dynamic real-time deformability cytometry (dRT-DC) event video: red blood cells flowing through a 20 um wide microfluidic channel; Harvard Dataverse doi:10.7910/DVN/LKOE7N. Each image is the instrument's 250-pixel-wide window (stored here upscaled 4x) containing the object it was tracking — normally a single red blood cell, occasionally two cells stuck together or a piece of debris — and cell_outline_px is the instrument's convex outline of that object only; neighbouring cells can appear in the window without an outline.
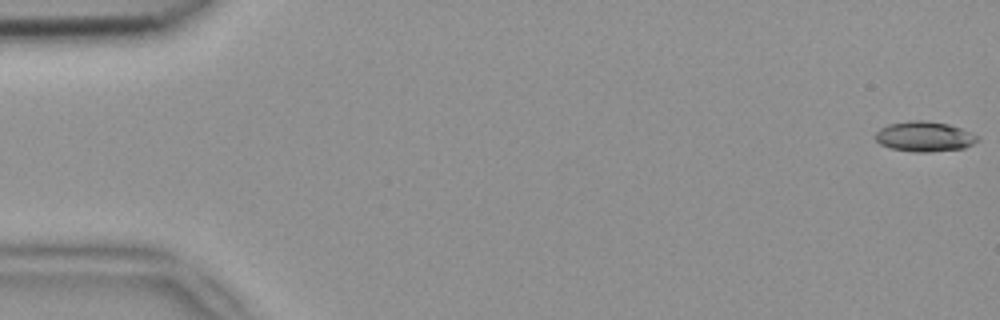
{"species": "common noctule bat (a hibernating species)", "species_latin": "Nyctalus noctula", "temperature_condition": "room temperature", "stored_images_in_passage": 52, "camera_frame_rate_fps": 3000, "um_per_image_px": 0.085, "animal": {"sex": "female", "body_mass_g": 18.4}, "frame": {"image": 1, "passage_image": 1, "time_ms": 0.0, "image_size_px": [1000, 320], "cell_outline_px": [[980, 140], [964, 148], [928, 152], [916, 152], [892, 148], [880, 144], [872, 136], [880, 128], [888, 124], [912, 120], [920, 120], [948, 124], [960, 128], [980, 136]], "centroid_in_image_um": [78.57, 11.6], "position_along_channel_um": 6.4, "area_um2": 17.92}}
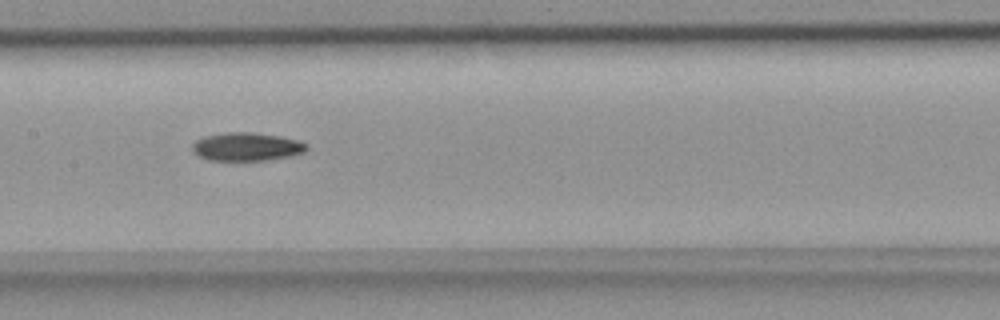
{"frame": {"image": 2, "passage_image": 26, "time_ms": 8.333, "image_size_px": [1000, 320], "cell_outline_px": [[308, 148], [304, 152], [288, 156], [268, 160], [208, 160], [192, 152], [192, 144], [196, 140], [204, 136], [224, 132], [248, 132], [280, 136], [300, 140], [308, 144]], "centroid_in_image_um": [20.96, 12.46], "position_along_channel_um": 186.4, "area_um2": 18.9}}
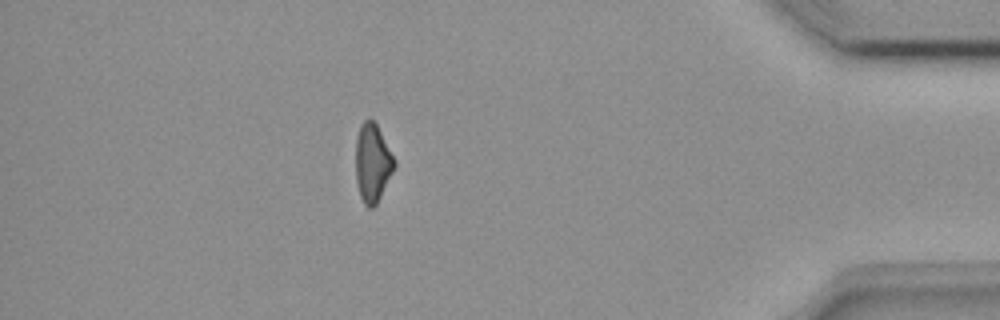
{"frame": {"image": 3, "passage_image": 46, "time_ms": 15.0, "image_size_px": [1000, 320], "cell_outline_px": [[396, 164], [376, 204], [372, 208], [368, 208], [364, 204], [360, 196], [356, 180], [356, 136], [360, 124], [368, 116], [376, 124], [396, 160]], "centroid_in_image_um": [31.65, 13.81], "position_along_channel_um": 403.6, "area_um2": 17.57}}